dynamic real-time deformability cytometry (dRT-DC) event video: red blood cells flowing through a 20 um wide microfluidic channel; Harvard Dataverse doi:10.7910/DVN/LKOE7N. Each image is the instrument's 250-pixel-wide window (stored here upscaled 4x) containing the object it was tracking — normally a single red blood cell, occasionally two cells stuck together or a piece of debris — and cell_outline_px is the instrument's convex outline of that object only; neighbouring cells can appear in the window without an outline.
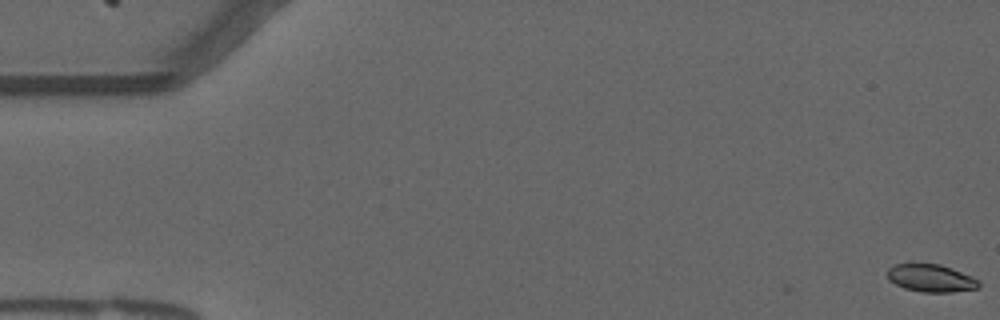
{"species": "common noctule bat (a hibernating species)", "species_latin": "Nyctalus noctula", "temperature_condition": "warm", "stored_images_in_passage": 2, "camera_frame_rate_fps": 3000, "um_per_image_px": 0.085, "animal": {"sex": "male", "forearm_length_mm": 52.5}, "frame": {"image": 1, "passage_image": 2, "time_ms": 0.333, "image_size_px": [1000, 320], "cell_outline_px": [[980, 288], [952, 292], [920, 292], [904, 288], [888, 280], [888, 268], [896, 264], [912, 260], [940, 264], [952, 268], [972, 276], [980, 280]], "centroid_in_image_um": [79.11, 23.6], "position_along_channel_um": 5.9, "area_um2": 15.43}}